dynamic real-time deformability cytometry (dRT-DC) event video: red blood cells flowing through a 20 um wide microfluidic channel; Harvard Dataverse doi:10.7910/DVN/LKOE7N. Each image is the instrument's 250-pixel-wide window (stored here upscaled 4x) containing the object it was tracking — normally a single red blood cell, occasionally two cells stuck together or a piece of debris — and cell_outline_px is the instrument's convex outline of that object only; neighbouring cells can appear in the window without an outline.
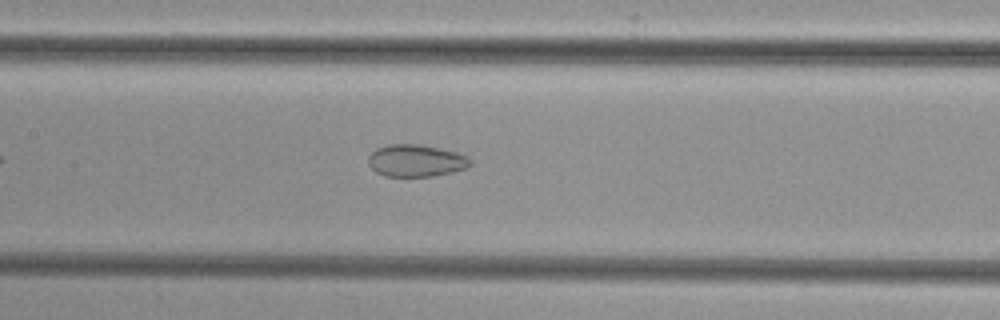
{"species": "common noctule bat (a hibernating species)", "species_latin": "Nyctalus noctula", "temperature_condition": "cold", "stored_images_in_passage": 41, "camera_frame_rate_fps": 3000, "um_per_image_px": 0.085, "animal": {"sex": "female", "body_mass_g": 29.2, "forearm_length_mm": 56.3}, "frame": {"image": 1, "passage_image": 14, "time_ms": 4.333, "image_size_px": [1000, 320], "cell_outline_px": [[472, 164], [468, 168], [452, 172], [432, 176], [384, 176], [376, 172], [368, 164], [368, 156], [376, 148], [388, 144], [416, 144], [440, 148], [456, 152], [468, 156], [472, 160]], "centroid_in_image_um": [35.37, 13.65], "position_along_channel_um": 172.0, "area_um2": 19.25}}
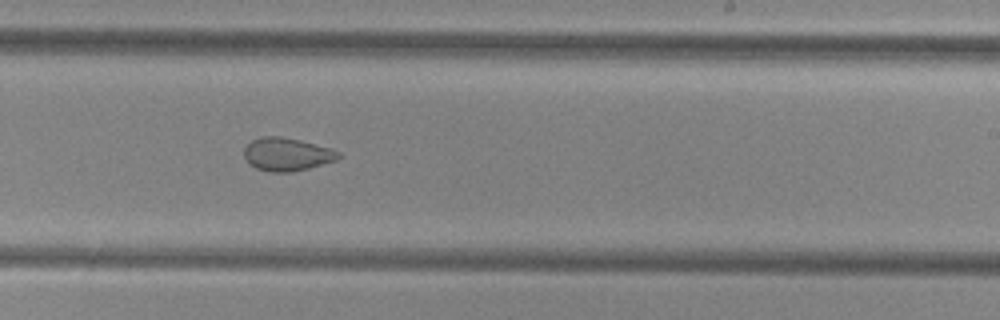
{"frame": {"image": 2, "passage_image": 21, "time_ms": 6.667, "image_size_px": [1000, 320], "cell_outline_px": [[344, 156], [336, 160], [308, 168], [292, 172], [272, 172], [256, 168], [244, 156], [244, 148], [252, 140], [260, 136], [280, 136], [300, 140], [332, 148], [340, 152]], "centroid_in_image_um": [24.43, 13.1], "position_along_channel_um": 264.6, "area_um2": 18.21}}
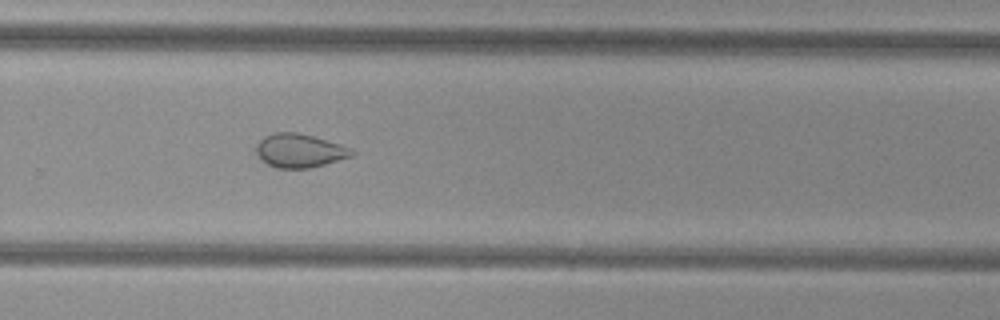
{"frame": {"image": 3, "passage_image": 24, "time_ms": 7.667, "image_size_px": [1000, 320], "cell_outline_px": [[356, 152], [352, 156], [312, 168], [276, 168], [260, 160], [256, 152], [256, 144], [264, 136], [276, 132], [300, 132], [340, 144], [352, 148]], "centroid_in_image_um": [25.46, 12.8], "position_along_channel_um": 304.3, "area_um2": 18.96}}